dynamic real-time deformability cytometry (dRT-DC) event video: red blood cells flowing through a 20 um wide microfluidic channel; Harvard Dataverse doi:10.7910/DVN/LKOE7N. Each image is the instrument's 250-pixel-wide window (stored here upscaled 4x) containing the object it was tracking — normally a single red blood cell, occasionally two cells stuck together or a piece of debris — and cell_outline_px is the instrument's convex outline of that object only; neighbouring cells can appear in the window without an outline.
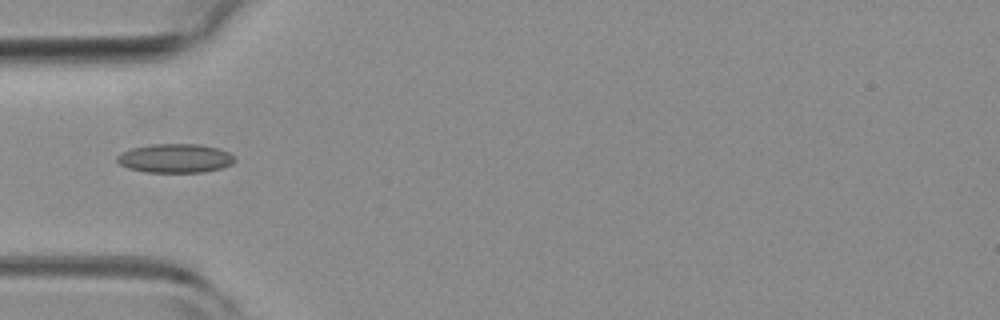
{"species": "common noctule bat (a hibernating species)", "species_latin": "Nyctalus noctula", "temperature_condition": "room temperature", "stored_images_in_passage": 8, "camera_frame_rate_fps": 3000, "um_per_image_px": 0.085, "animal": {"sex": "female", "body_mass_g": 19.3, "forearm_length_mm": 54.1}, "frame": {"image": 1, "passage_image": 4, "time_ms": 1.0, "image_size_px": [1000, 320], "cell_outline_px": [[236, 160], [232, 164], [220, 168], [204, 172], [144, 172], [128, 168], [120, 164], [116, 160], [116, 156], [120, 152], [132, 148], [152, 144], [200, 144], [220, 148], [228, 152]], "centroid_in_image_um": [14.87, 13.45], "position_along_channel_um": 70.1, "area_um2": 19.94}}
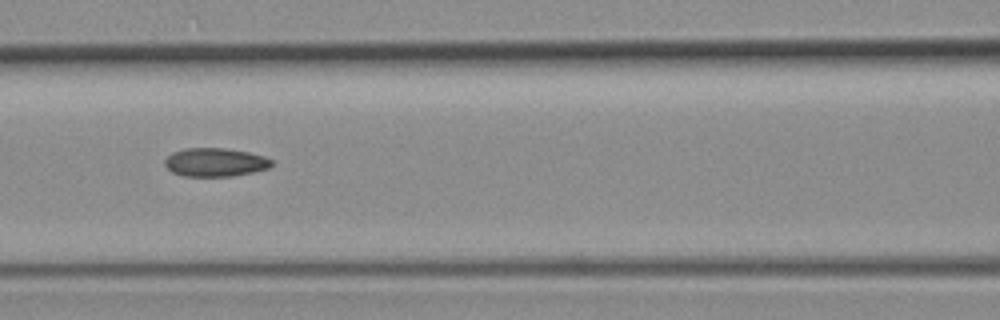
{"frame": {"image": 2, "passage_image": 6, "time_ms": 1.667, "image_size_px": [1000, 320], "cell_outline_px": [[272, 164], [268, 168], [252, 172], [232, 176], [184, 176], [172, 172], [164, 164], [164, 160], [172, 152], [184, 148], [224, 148], [248, 152], [264, 156], [272, 160]], "centroid_in_image_um": [18.27, 13.79], "position_along_channel_um": 148.3, "area_um2": 17.69}}
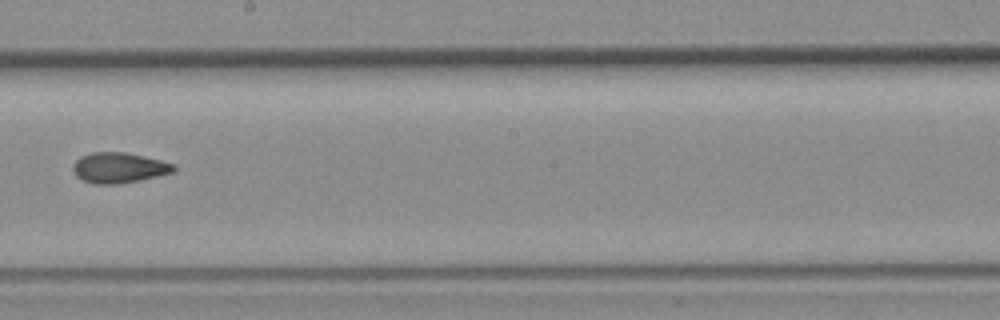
{"frame": {"image": 3, "passage_image": 8, "time_ms": 2.333, "image_size_px": [1000, 320], "cell_outline_px": [[176, 172], [140, 180], [120, 184], [92, 184], [80, 180], [76, 176], [72, 168], [72, 164], [80, 156], [92, 152], [124, 152], [144, 156], [176, 164]], "centroid_in_image_um": [10.1, 14.27], "position_along_channel_um": 238.1, "area_um2": 18.21}}